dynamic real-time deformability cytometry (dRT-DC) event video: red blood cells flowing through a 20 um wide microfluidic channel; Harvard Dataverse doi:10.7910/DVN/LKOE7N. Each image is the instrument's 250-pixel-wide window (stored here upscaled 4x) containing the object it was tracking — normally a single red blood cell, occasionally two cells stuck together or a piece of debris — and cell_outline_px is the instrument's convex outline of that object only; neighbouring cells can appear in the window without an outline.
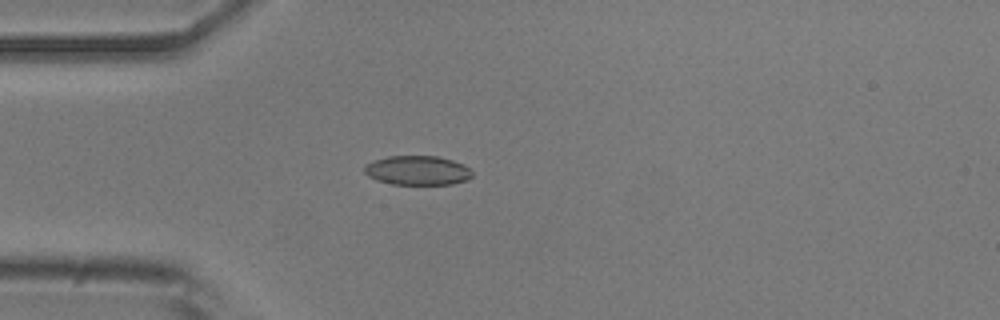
{"species": "common noctule bat (a hibernating species)", "species_latin": "Nyctalus noctula", "temperature_condition": "room temperature", "stored_images_in_passage": 10, "camera_frame_rate_fps": 3000, "um_per_image_px": 0.085, "animal": {"sex": "male", "body_mass_g": 20.5, "forearm_length_mm": 52.5}, "frame": {"image": 1, "passage_image": 1, "time_ms": 0.0, "image_size_px": [1000, 320], "cell_outline_px": [[472, 176], [468, 180], [452, 184], [392, 184], [376, 180], [368, 176], [364, 172], [364, 164], [372, 160], [388, 156], [436, 156], [452, 160], [464, 164], [472, 172]], "centroid_in_image_um": [35.46, 14.48], "position_along_channel_um": 49.5, "area_um2": 18.55}}
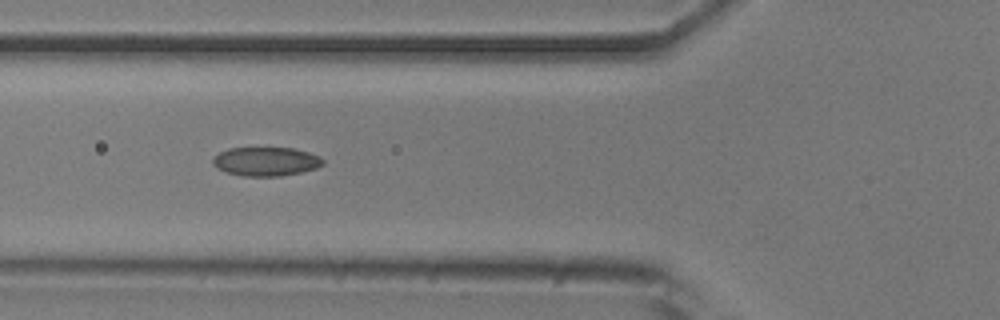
{"frame": {"image": 2, "passage_image": 6, "time_ms": 1.667, "image_size_px": [1000, 320], "cell_outline_px": [[324, 164], [316, 168], [300, 172], [280, 176], [244, 176], [224, 172], [216, 168], [212, 164], [212, 160], [220, 152], [228, 148], [292, 148], [308, 152], [320, 156], [324, 160]], "centroid_in_image_um": [22.59, 13.73], "position_along_channel_um": 103.2, "area_um2": 18.55}}
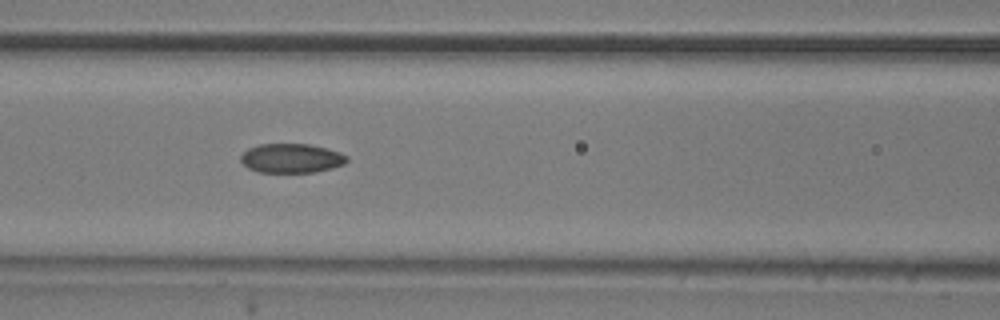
{"frame": {"image": 3, "passage_image": 9, "time_ms": 2.667, "image_size_px": [1000, 320], "cell_outline_px": [[348, 160], [344, 164], [332, 168], [312, 172], [256, 172], [248, 168], [240, 160], [240, 156], [248, 148], [260, 144], [308, 144], [340, 152], [348, 156]], "centroid_in_image_um": [24.75, 13.45], "position_along_channel_um": 141.8, "area_um2": 18.03}}